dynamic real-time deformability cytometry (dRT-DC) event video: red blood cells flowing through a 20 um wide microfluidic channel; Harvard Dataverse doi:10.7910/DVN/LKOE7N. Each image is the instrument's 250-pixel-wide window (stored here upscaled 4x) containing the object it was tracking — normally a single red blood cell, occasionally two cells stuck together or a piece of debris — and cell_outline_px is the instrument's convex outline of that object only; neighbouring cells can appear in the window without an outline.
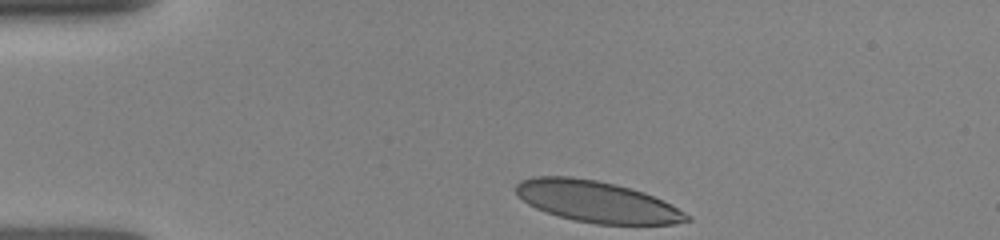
{"species": "human", "species_latin": "Homo sapiens", "temperature_condition": "room temperature", "stored_images_in_passage": 4, "camera_frame_rate_fps": 3000, "um_per_image_px": 0.085, "donor": {"sex": "female"}, "frame": {"image": 1, "passage_image": 1, "time_ms": 0.0, "image_size_px": [1000, 240], "cell_outline_px": [[692, 220], [672, 224], [596, 224], [572, 220], [536, 208], [528, 204], [516, 192], [516, 184], [520, 180], [532, 176], [572, 176], [596, 180], [616, 184], [632, 188], [644, 192], [692, 216]], "centroid_in_image_um": [50.71, 17.13], "position_along_channel_um": 34.3, "area_um2": 40.86}}
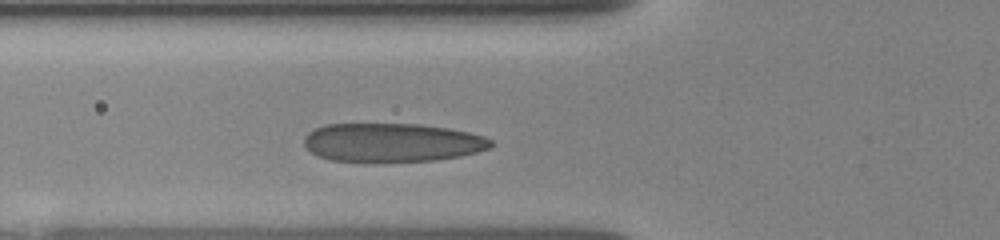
{"frame": {"image": 2, "passage_image": 4, "time_ms": 2.667, "image_size_px": [1000, 240], "cell_outline_px": [[492, 144], [488, 148], [476, 152], [460, 156], [432, 160], [372, 164], [332, 160], [320, 156], [312, 152], [304, 144], [304, 136], [308, 132], [324, 124], [420, 124], [448, 128], [468, 132], [484, 136], [492, 140]], "centroid_in_image_um": [33.29, 12.14], "position_along_channel_um": 92.5, "area_um2": 42.77}}